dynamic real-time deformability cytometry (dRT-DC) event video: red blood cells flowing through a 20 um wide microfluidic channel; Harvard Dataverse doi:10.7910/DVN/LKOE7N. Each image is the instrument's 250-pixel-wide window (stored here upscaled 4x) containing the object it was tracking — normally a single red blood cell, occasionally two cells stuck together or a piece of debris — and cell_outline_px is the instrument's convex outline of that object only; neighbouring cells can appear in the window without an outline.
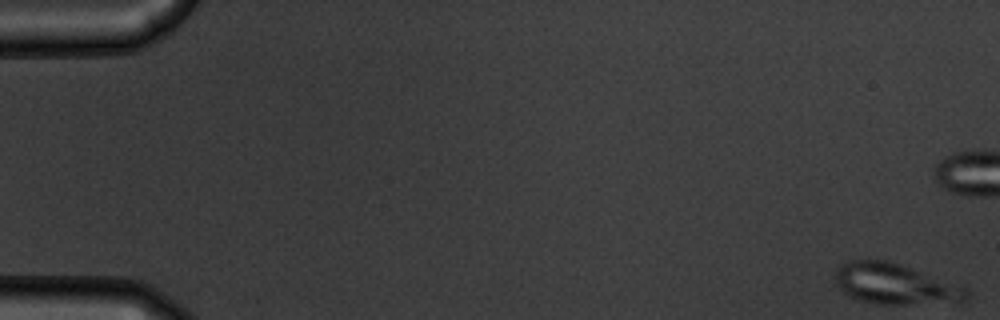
{"species": "common noctule bat (a hibernating species)", "species_latin": "Nyctalus noctula", "temperature_condition": "warm", "stored_images_in_passage": 57, "camera_frame_rate_fps": 3000, "um_per_image_px": 0.085, "animal": {"sex": "male", "body_mass_g": 19.5, "forearm_length_mm": 54.6}, "frame": {"image": 1, "passage_image": 1, "time_ms": 0.0, "image_size_px": [1000, 320], "cell_outline_px": [[968, 304], [876, 304], [860, 300], [848, 296], [836, 284], [836, 268], [840, 264], [848, 260], [888, 260], [968, 288]], "centroid_in_image_um": [76.15, 24.17], "position_along_channel_um": 8.8, "area_um2": 31.62}}